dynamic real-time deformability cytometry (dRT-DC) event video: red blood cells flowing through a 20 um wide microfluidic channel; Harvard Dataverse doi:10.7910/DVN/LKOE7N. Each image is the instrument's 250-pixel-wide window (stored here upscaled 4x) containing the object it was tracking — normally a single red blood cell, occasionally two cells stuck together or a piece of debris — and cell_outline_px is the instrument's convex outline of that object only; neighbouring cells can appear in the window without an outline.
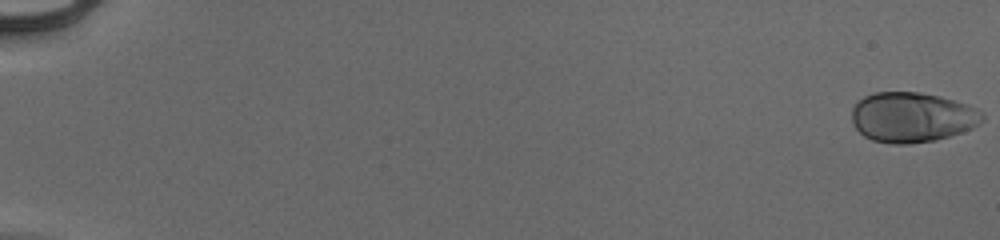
{"species": "human", "species_latin": "Homo sapiens", "temperature_condition": "cold", "stored_images_in_passage": 55, "camera_frame_rate_fps": 3000, "um_per_image_px": 0.085, "donor": {"sex": "male"}, "frame": {"image": 1, "passage_image": 1, "time_ms": 0.0, "image_size_px": [1000, 240], "cell_outline_px": [[984, 120], [972, 128], [936, 140], [908, 144], [892, 144], [872, 140], [864, 136], [856, 128], [852, 120], [852, 108], [864, 96], [876, 92], [920, 92], [940, 96], [968, 104], [976, 108], [984, 116]], "centroid_in_image_um": [77.53, 9.96], "position_along_channel_um": 7.5, "area_um2": 38.03}}
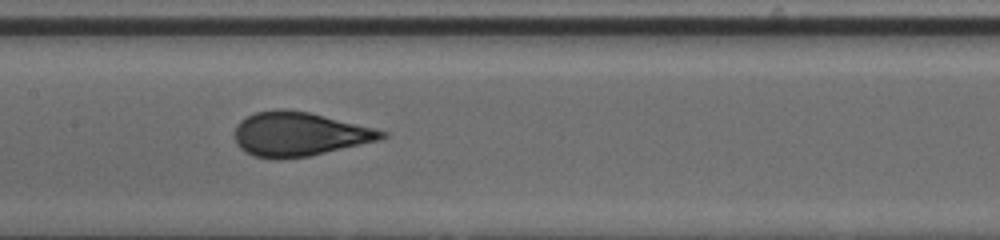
{"frame": {"image": 2, "passage_image": 30, "time_ms": 9.667, "image_size_px": [1000, 240], "cell_outline_px": [[388, 136], [380, 140], [308, 156], [280, 160], [256, 156], [244, 152], [236, 144], [236, 124], [240, 120], [256, 112], [276, 108], [284, 108], [308, 112], [376, 128], [388, 132]], "centroid_in_image_um": [25.44, 11.39], "position_along_channel_um": 182.0, "area_um2": 37.86}}
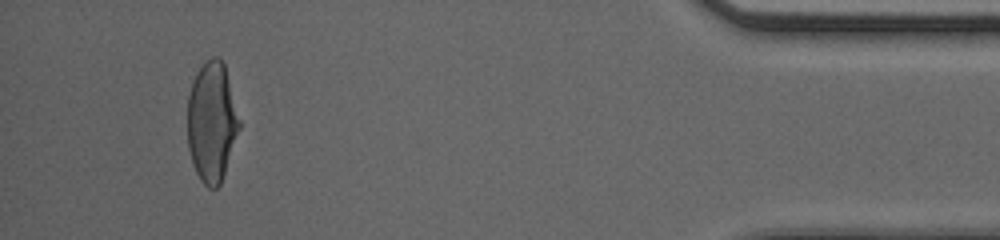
{"frame": {"image": 3, "passage_image": 52, "time_ms": 17.0, "image_size_px": [1000, 240], "cell_outline_px": [[240, 128], [220, 184], [216, 188], [208, 188], [200, 180], [196, 172], [188, 148], [188, 96], [196, 72], [212, 56], [216, 56], [224, 64], [240, 120]], "centroid_in_image_um": [18.0, 10.38], "position_along_channel_um": 417.2, "area_um2": 35.78}, "authors_computed_cell_mechanics": {"area_um2": 37.1076, "velocity_mm_per_s": 3.9583, "shape_relaxation_time_tau1_ms": 4.8075, "shape_relaxation_time_tau2_ms": null, "deformation_change_tau1": 0.1941, "deformation_change_tau2": null}}